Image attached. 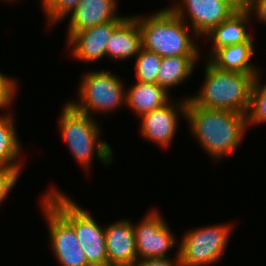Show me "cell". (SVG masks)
<instances>
[{
    "instance_id": "obj_4",
    "label": "cell",
    "mask_w": 266,
    "mask_h": 266,
    "mask_svg": "<svg viewBox=\"0 0 266 266\" xmlns=\"http://www.w3.org/2000/svg\"><path fill=\"white\" fill-rule=\"evenodd\" d=\"M59 130L75 160L89 170L96 157L105 165L112 162L113 151L106 141L100 140V126L94 117L78 111L70 102L63 106ZM95 153V154H94Z\"/></svg>"
},
{
    "instance_id": "obj_27",
    "label": "cell",
    "mask_w": 266,
    "mask_h": 266,
    "mask_svg": "<svg viewBox=\"0 0 266 266\" xmlns=\"http://www.w3.org/2000/svg\"><path fill=\"white\" fill-rule=\"evenodd\" d=\"M133 266H181L179 251L174 259L169 258H145L138 260Z\"/></svg>"
},
{
    "instance_id": "obj_2",
    "label": "cell",
    "mask_w": 266,
    "mask_h": 266,
    "mask_svg": "<svg viewBox=\"0 0 266 266\" xmlns=\"http://www.w3.org/2000/svg\"><path fill=\"white\" fill-rule=\"evenodd\" d=\"M205 64V80L200 92L188 99L203 108L247 115L254 80L261 74L220 70L209 61Z\"/></svg>"
},
{
    "instance_id": "obj_18",
    "label": "cell",
    "mask_w": 266,
    "mask_h": 266,
    "mask_svg": "<svg viewBox=\"0 0 266 266\" xmlns=\"http://www.w3.org/2000/svg\"><path fill=\"white\" fill-rule=\"evenodd\" d=\"M126 91V104L138 117L158 109L172 100L169 93L157 83L136 81Z\"/></svg>"
},
{
    "instance_id": "obj_16",
    "label": "cell",
    "mask_w": 266,
    "mask_h": 266,
    "mask_svg": "<svg viewBox=\"0 0 266 266\" xmlns=\"http://www.w3.org/2000/svg\"><path fill=\"white\" fill-rule=\"evenodd\" d=\"M254 51L253 43H237L217 49L208 61L220 70L260 74L259 67L251 62Z\"/></svg>"
},
{
    "instance_id": "obj_19",
    "label": "cell",
    "mask_w": 266,
    "mask_h": 266,
    "mask_svg": "<svg viewBox=\"0 0 266 266\" xmlns=\"http://www.w3.org/2000/svg\"><path fill=\"white\" fill-rule=\"evenodd\" d=\"M200 56H169L162 57L157 75V84L168 93L170 88L190 78Z\"/></svg>"
},
{
    "instance_id": "obj_28",
    "label": "cell",
    "mask_w": 266,
    "mask_h": 266,
    "mask_svg": "<svg viewBox=\"0 0 266 266\" xmlns=\"http://www.w3.org/2000/svg\"><path fill=\"white\" fill-rule=\"evenodd\" d=\"M246 8L251 14L254 12L259 21L266 24V0H247Z\"/></svg>"
},
{
    "instance_id": "obj_22",
    "label": "cell",
    "mask_w": 266,
    "mask_h": 266,
    "mask_svg": "<svg viewBox=\"0 0 266 266\" xmlns=\"http://www.w3.org/2000/svg\"><path fill=\"white\" fill-rule=\"evenodd\" d=\"M260 76L255 78L252 86L247 126L266 123V83H261Z\"/></svg>"
},
{
    "instance_id": "obj_8",
    "label": "cell",
    "mask_w": 266,
    "mask_h": 266,
    "mask_svg": "<svg viewBox=\"0 0 266 266\" xmlns=\"http://www.w3.org/2000/svg\"><path fill=\"white\" fill-rule=\"evenodd\" d=\"M137 224L133 223V229L138 260L169 258L167 253L176 244V239L160 213L157 210L150 211Z\"/></svg>"
},
{
    "instance_id": "obj_15",
    "label": "cell",
    "mask_w": 266,
    "mask_h": 266,
    "mask_svg": "<svg viewBox=\"0 0 266 266\" xmlns=\"http://www.w3.org/2000/svg\"><path fill=\"white\" fill-rule=\"evenodd\" d=\"M142 49V35L136 18L127 16L113 31L106 46V56L125 60Z\"/></svg>"
},
{
    "instance_id": "obj_24",
    "label": "cell",
    "mask_w": 266,
    "mask_h": 266,
    "mask_svg": "<svg viewBox=\"0 0 266 266\" xmlns=\"http://www.w3.org/2000/svg\"><path fill=\"white\" fill-rule=\"evenodd\" d=\"M6 74L0 73V109L9 107L17 93L18 85L16 80Z\"/></svg>"
},
{
    "instance_id": "obj_20",
    "label": "cell",
    "mask_w": 266,
    "mask_h": 266,
    "mask_svg": "<svg viewBox=\"0 0 266 266\" xmlns=\"http://www.w3.org/2000/svg\"><path fill=\"white\" fill-rule=\"evenodd\" d=\"M11 113L0 116V168L21 169V144ZM18 160V161H17Z\"/></svg>"
},
{
    "instance_id": "obj_25",
    "label": "cell",
    "mask_w": 266,
    "mask_h": 266,
    "mask_svg": "<svg viewBox=\"0 0 266 266\" xmlns=\"http://www.w3.org/2000/svg\"><path fill=\"white\" fill-rule=\"evenodd\" d=\"M21 171V169L0 168V204L7 199L9 192L15 187Z\"/></svg>"
},
{
    "instance_id": "obj_9",
    "label": "cell",
    "mask_w": 266,
    "mask_h": 266,
    "mask_svg": "<svg viewBox=\"0 0 266 266\" xmlns=\"http://www.w3.org/2000/svg\"><path fill=\"white\" fill-rule=\"evenodd\" d=\"M185 22L186 15L194 36H206L214 27L225 21L236 10L224 0H181L169 7ZM187 14H186V13Z\"/></svg>"
},
{
    "instance_id": "obj_13",
    "label": "cell",
    "mask_w": 266,
    "mask_h": 266,
    "mask_svg": "<svg viewBox=\"0 0 266 266\" xmlns=\"http://www.w3.org/2000/svg\"><path fill=\"white\" fill-rule=\"evenodd\" d=\"M117 0H81L70 13L67 41L79 31L113 20H124L126 16H118Z\"/></svg>"
},
{
    "instance_id": "obj_17",
    "label": "cell",
    "mask_w": 266,
    "mask_h": 266,
    "mask_svg": "<svg viewBox=\"0 0 266 266\" xmlns=\"http://www.w3.org/2000/svg\"><path fill=\"white\" fill-rule=\"evenodd\" d=\"M41 202L53 252L81 249L74 227L44 197Z\"/></svg>"
},
{
    "instance_id": "obj_21",
    "label": "cell",
    "mask_w": 266,
    "mask_h": 266,
    "mask_svg": "<svg viewBox=\"0 0 266 266\" xmlns=\"http://www.w3.org/2000/svg\"><path fill=\"white\" fill-rule=\"evenodd\" d=\"M162 57L142 48L136 56L135 73L137 81L142 83H157Z\"/></svg>"
},
{
    "instance_id": "obj_11",
    "label": "cell",
    "mask_w": 266,
    "mask_h": 266,
    "mask_svg": "<svg viewBox=\"0 0 266 266\" xmlns=\"http://www.w3.org/2000/svg\"><path fill=\"white\" fill-rule=\"evenodd\" d=\"M123 20H113L76 32L69 40L71 53L77 60L95 62L106 56V46L114 29Z\"/></svg>"
},
{
    "instance_id": "obj_1",
    "label": "cell",
    "mask_w": 266,
    "mask_h": 266,
    "mask_svg": "<svg viewBox=\"0 0 266 266\" xmlns=\"http://www.w3.org/2000/svg\"><path fill=\"white\" fill-rule=\"evenodd\" d=\"M185 118L190 132L213 160H221L238 149L247 115L230 110L208 109L187 99Z\"/></svg>"
},
{
    "instance_id": "obj_10",
    "label": "cell",
    "mask_w": 266,
    "mask_h": 266,
    "mask_svg": "<svg viewBox=\"0 0 266 266\" xmlns=\"http://www.w3.org/2000/svg\"><path fill=\"white\" fill-rule=\"evenodd\" d=\"M187 99L180 102H171V100L158 109H154L143 114L141 119V135L146 140H151L163 148L169 147L172 143L178 124L179 114L185 118ZM178 114V115H177Z\"/></svg>"
},
{
    "instance_id": "obj_26",
    "label": "cell",
    "mask_w": 266,
    "mask_h": 266,
    "mask_svg": "<svg viewBox=\"0 0 266 266\" xmlns=\"http://www.w3.org/2000/svg\"><path fill=\"white\" fill-rule=\"evenodd\" d=\"M53 253L62 266H90L82 249Z\"/></svg>"
},
{
    "instance_id": "obj_7",
    "label": "cell",
    "mask_w": 266,
    "mask_h": 266,
    "mask_svg": "<svg viewBox=\"0 0 266 266\" xmlns=\"http://www.w3.org/2000/svg\"><path fill=\"white\" fill-rule=\"evenodd\" d=\"M232 227L230 224H216L187 231L177 247L180 265L203 266L216 263L225 253Z\"/></svg>"
},
{
    "instance_id": "obj_3",
    "label": "cell",
    "mask_w": 266,
    "mask_h": 266,
    "mask_svg": "<svg viewBox=\"0 0 266 266\" xmlns=\"http://www.w3.org/2000/svg\"><path fill=\"white\" fill-rule=\"evenodd\" d=\"M142 35V48L169 56H200L196 41L189 34L187 22L180 19L169 7L149 17L134 15Z\"/></svg>"
},
{
    "instance_id": "obj_12",
    "label": "cell",
    "mask_w": 266,
    "mask_h": 266,
    "mask_svg": "<svg viewBox=\"0 0 266 266\" xmlns=\"http://www.w3.org/2000/svg\"><path fill=\"white\" fill-rule=\"evenodd\" d=\"M108 266H133L137 261L133 223L123 219L105 227Z\"/></svg>"
},
{
    "instance_id": "obj_6",
    "label": "cell",
    "mask_w": 266,
    "mask_h": 266,
    "mask_svg": "<svg viewBox=\"0 0 266 266\" xmlns=\"http://www.w3.org/2000/svg\"><path fill=\"white\" fill-rule=\"evenodd\" d=\"M119 78L106 70L87 71L79 82V100L69 102L78 111L91 117L94 112L107 114L115 111L126 104V90Z\"/></svg>"
},
{
    "instance_id": "obj_5",
    "label": "cell",
    "mask_w": 266,
    "mask_h": 266,
    "mask_svg": "<svg viewBox=\"0 0 266 266\" xmlns=\"http://www.w3.org/2000/svg\"><path fill=\"white\" fill-rule=\"evenodd\" d=\"M44 198L74 227L80 248L90 266H108L105 228L60 190L52 188Z\"/></svg>"
},
{
    "instance_id": "obj_29",
    "label": "cell",
    "mask_w": 266,
    "mask_h": 266,
    "mask_svg": "<svg viewBox=\"0 0 266 266\" xmlns=\"http://www.w3.org/2000/svg\"><path fill=\"white\" fill-rule=\"evenodd\" d=\"M227 1L235 10L246 8L247 0H224Z\"/></svg>"
},
{
    "instance_id": "obj_23",
    "label": "cell",
    "mask_w": 266,
    "mask_h": 266,
    "mask_svg": "<svg viewBox=\"0 0 266 266\" xmlns=\"http://www.w3.org/2000/svg\"><path fill=\"white\" fill-rule=\"evenodd\" d=\"M81 0H42L43 12L47 17V22L51 25L64 20L80 3Z\"/></svg>"
},
{
    "instance_id": "obj_14",
    "label": "cell",
    "mask_w": 266,
    "mask_h": 266,
    "mask_svg": "<svg viewBox=\"0 0 266 266\" xmlns=\"http://www.w3.org/2000/svg\"><path fill=\"white\" fill-rule=\"evenodd\" d=\"M252 15L247 8L236 10L204 36L207 39L210 38L213 42L209 56L224 46H232L237 43H253L252 33L246 30L247 24L251 22Z\"/></svg>"
}]
</instances>
